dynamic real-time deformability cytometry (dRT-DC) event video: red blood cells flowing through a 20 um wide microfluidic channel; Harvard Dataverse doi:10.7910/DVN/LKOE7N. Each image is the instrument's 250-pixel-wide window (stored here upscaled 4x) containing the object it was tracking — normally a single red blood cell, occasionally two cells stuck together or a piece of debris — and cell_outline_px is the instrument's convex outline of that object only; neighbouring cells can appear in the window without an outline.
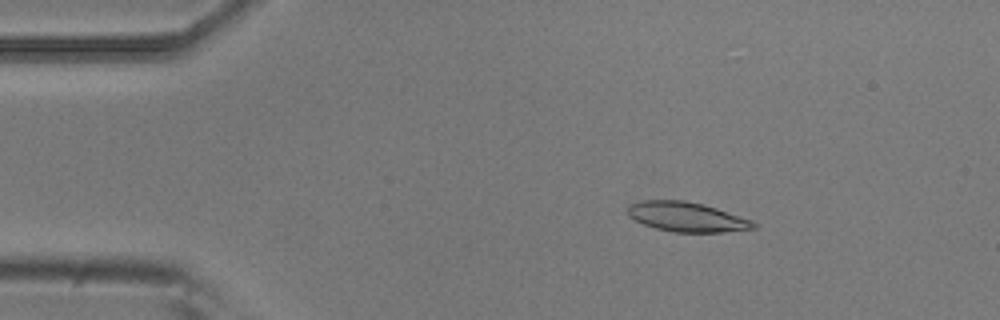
{"species": "common noctule bat (a hibernating species)", "species_latin": "Nyctalus noctula", "temperature_condition": "room temperature", "stored_images_in_passage": 5, "camera_frame_rate_fps": 3000, "um_per_image_px": 0.085, "animal": {"sex": "male", "body_mass_g": 20.5, "forearm_length_mm": 52.5}, "frame": {"image": 1, "passage_image": 3, "time_ms": 0.667, "image_size_px": [1000, 320], "cell_outline_px": [[756, 228], [720, 232], [672, 232], [656, 228], [644, 224], [628, 216], [628, 204], [644, 200], [684, 200], [704, 204], [752, 220], [756, 224]], "centroid_in_image_um": [58.35, 18.43], "position_along_channel_um": 26.6, "area_um2": 21.62}}
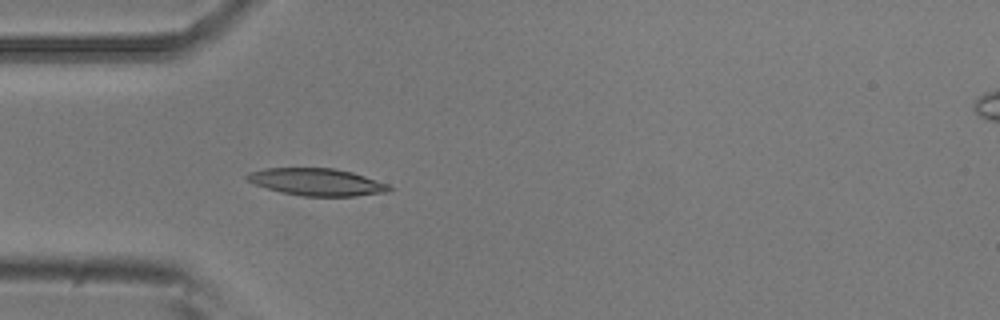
{"frame": {"image": 2, "passage_image": 5, "time_ms": 1.333, "image_size_px": [1000, 320], "cell_outline_px": [[392, 188], [388, 192], [356, 196], [304, 196], [280, 192], [256, 184], [248, 180], [244, 176], [248, 172], [264, 168], [332, 168], [352, 172], [388, 184]], "centroid_in_image_um": [26.92, 15.47], "position_along_channel_um": 58.1, "area_um2": 22.43}}